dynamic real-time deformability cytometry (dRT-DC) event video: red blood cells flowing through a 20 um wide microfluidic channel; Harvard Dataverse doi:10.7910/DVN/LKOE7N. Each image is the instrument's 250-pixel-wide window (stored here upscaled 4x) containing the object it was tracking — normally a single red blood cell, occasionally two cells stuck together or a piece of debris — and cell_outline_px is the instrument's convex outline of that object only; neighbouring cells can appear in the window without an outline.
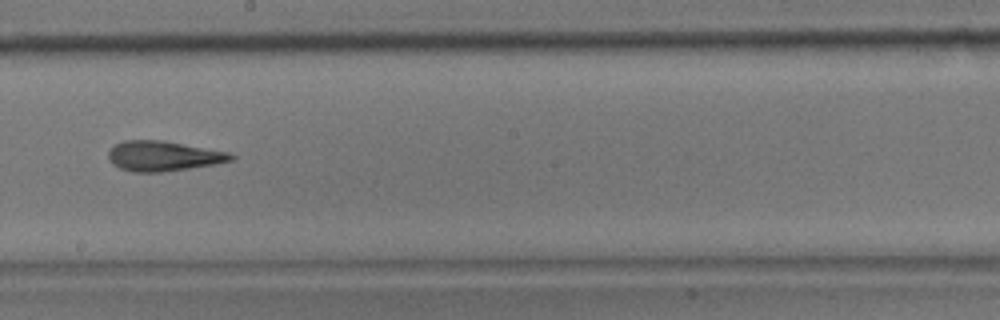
{"species": "common noctule bat (a hibernating species)", "species_latin": "Nyctalus noctula", "temperature_condition": "room temperature", "stored_images_in_passage": 39, "camera_frame_rate_fps": 3000, "um_per_image_px": 0.085, "animal": {"sex": "male", "body_mass_g": 17.9}, "frame": {"image": 1, "passage_image": 17, "time_ms": 5.333, "image_size_px": [1000, 320], "cell_outline_px": [[236, 156], [232, 160], [216, 164], [160, 172], [132, 172], [120, 168], [112, 164], [108, 160], [108, 152], [116, 144], [124, 140], [160, 140], [228, 152]], "centroid_in_image_um": [13.85, 13.27], "position_along_channel_um": 234.4, "area_um2": 21.27}, "authors_computed_cell_mechanics": {"area_um2": 21.1548, "velocity_mm_per_s": 3.9756, "shape_relaxation_time_tau1_ms": 9.6098, "shape_relaxation_time_tau2_ms": 3.0465, "deformation_change_tau1": 0.2398, "deformation_change_tau2": 0.1515}}